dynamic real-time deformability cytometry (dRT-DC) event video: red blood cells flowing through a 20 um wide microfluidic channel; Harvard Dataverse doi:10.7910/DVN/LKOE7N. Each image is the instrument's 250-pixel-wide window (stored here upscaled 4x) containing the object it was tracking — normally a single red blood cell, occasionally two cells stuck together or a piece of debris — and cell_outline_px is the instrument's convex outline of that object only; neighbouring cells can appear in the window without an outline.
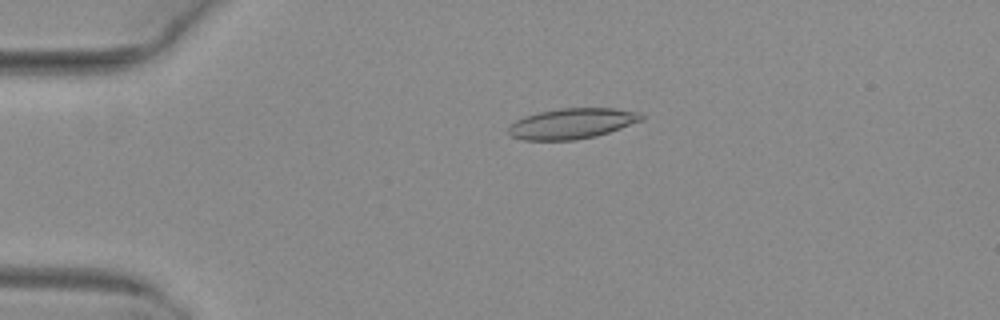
{"species": "common noctule bat (a hibernating species)", "species_latin": "Nyctalus noctula", "temperature_condition": "warm", "stored_images_in_passage": 48, "camera_frame_rate_fps": 3000, "um_per_image_px": 0.085, "animal": {"sex": "female", "body_mass_g": 29.2, "forearm_length_mm": 56.3}, "frame": {"image": 1, "passage_image": 8, "time_ms": 2.333, "image_size_px": [1000, 320], "cell_outline_px": [[644, 120], [596, 136], [576, 140], [524, 140], [512, 136], [508, 132], [508, 128], [516, 120], [524, 116], [540, 112], [560, 108], [612, 108], [636, 112], [644, 116]], "centroid_in_image_um": [48.61, 10.5], "position_along_channel_um": 36.4, "area_um2": 23.47}}
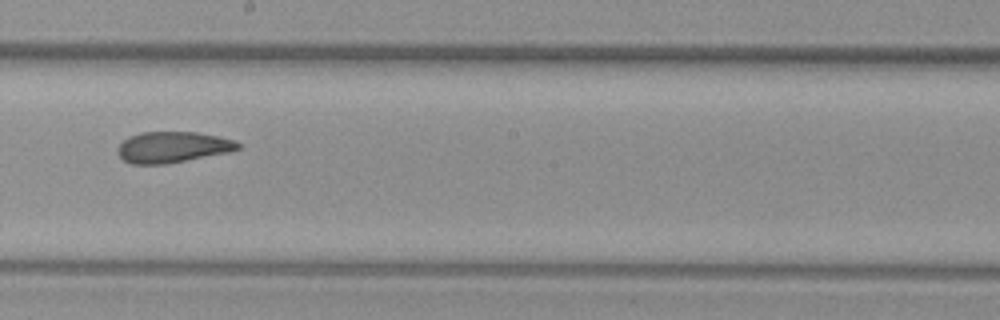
{"frame": {"image": 2, "passage_image": 26, "time_ms": 8.333, "image_size_px": [1000, 320], "cell_outline_px": [[240, 148], [228, 152], [164, 164], [132, 164], [124, 160], [116, 152], [116, 148], [128, 136], [140, 132], [196, 132], [216, 136], [232, 140], [240, 144]], "centroid_in_image_um": [14.61, 12.5], "position_along_channel_um": 233.6, "area_um2": 21.5}}
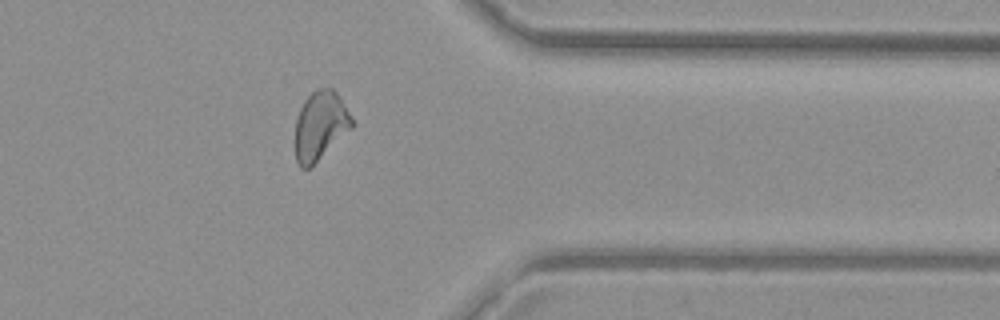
{"frame": {"image": 3, "passage_image": 38, "time_ms": 12.333, "image_size_px": [1000, 320], "cell_outline_px": [[352, 128], [308, 168], [300, 168], [296, 160], [296, 120], [300, 108], [304, 100], [316, 88], [332, 88], [336, 92], [352, 116]], "centroid_in_image_um": [27.22, 10.64], "position_along_channel_um": 384.2, "area_um2": 22.25}, "authors_computed_cell_mechanics": {"area_um2": 22.8599, "velocity_mm_per_s": 4.035, "shape_relaxation_time_tau1_ms": null, "shape_relaxation_time_tau2_ms": 2.7222, "deformation_change_tau1": null, "deformation_change_tau2": 0.0909}}